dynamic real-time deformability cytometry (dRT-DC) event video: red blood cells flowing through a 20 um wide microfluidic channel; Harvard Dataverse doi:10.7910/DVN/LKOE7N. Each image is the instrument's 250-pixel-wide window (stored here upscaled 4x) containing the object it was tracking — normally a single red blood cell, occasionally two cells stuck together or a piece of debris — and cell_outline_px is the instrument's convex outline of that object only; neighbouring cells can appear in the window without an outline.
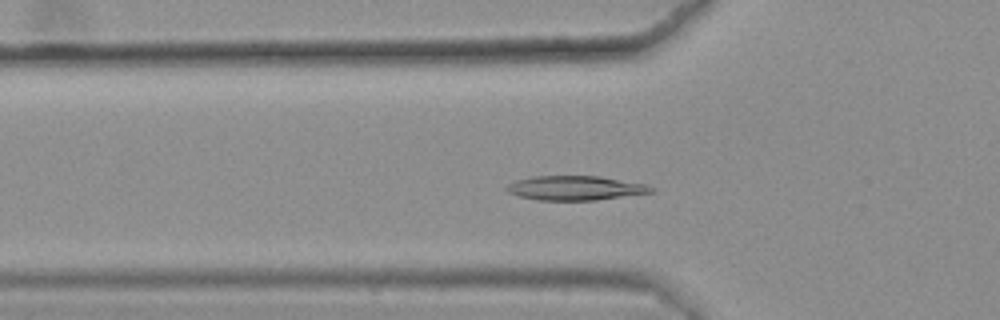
{"species": "common noctule bat (a hibernating species)", "species_latin": "Nyctalus noctula", "temperature_condition": "warm", "stored_images_in_passage": 42, "camera_frame_rate_fps": 3000, "um_per_image_px": 0.085, "animal": {"sex": "female", "body_mass_g": 25.1}, "frame": {"image": 1, "passage_image": 14, "time_ms": 4.333, "image_size_px": [1000, 320], "cell_outline_px": [[656, 188], [652, 192], [596, 200], [536, 200], [520, 196], [508, 192], [504, 188], [508, 184], [516, 180], [532, 176], [600, 176], [644, 184]], "centroid_in_image_um": [48.87, 15.98], "position_along_channel_um": 76.9, "area_um2": 20.4}}
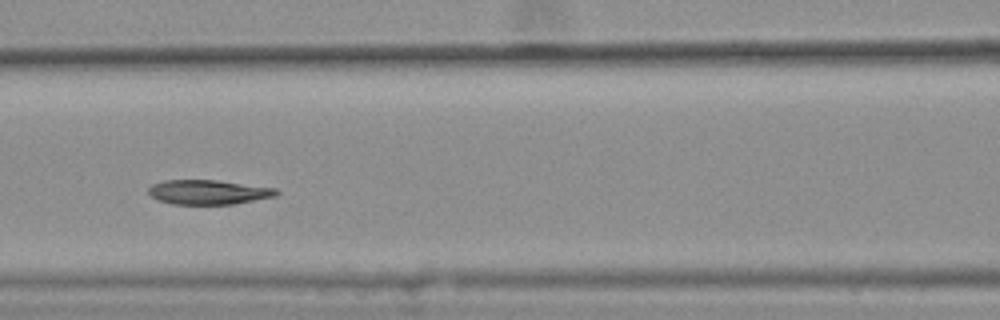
{"frame": {"image": 2, "passage_image": 20, "time_ms": 6.333, "image_size_px": [1000, 320], "cell_outline_px": [[280, 192], [276, 196], [232, 204], [172, 204], [160, 200], [152, 196], [148, 192], [148, 188], [152, 184], [164, 180], [216, 180], [276, 188]], "centroid_in_image_um": [17.72, 16.32], "position_along_channel_um": 148.9, "area_um2": 18.15}}
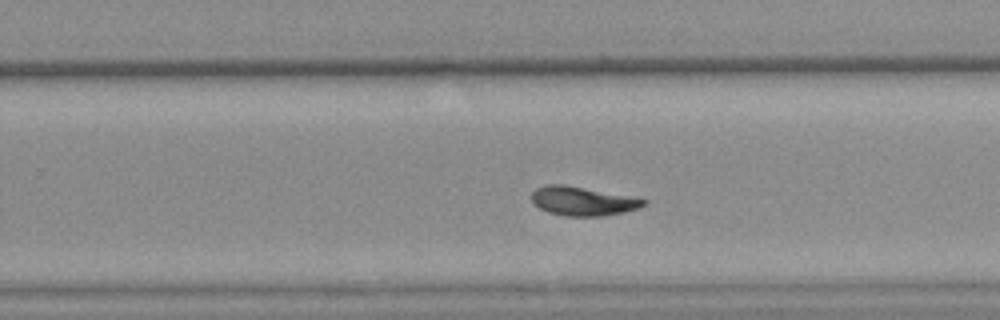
{"frame": {"image": 3, "passage_image": 31, "time_ms": 10.0, "image_size_px": [1000, 320], "cell_outline_px": [[648, 200], [640, 208], [624, 212], [604, 216], [564, 216], [548, 212], [540, 208], [532, 200], [532, 192], [536, 188], [544, 184], [564, 184]], "centroid_in_image_um": [49.5, 17.1], "position_along_channel_um": 280.3, "area_um2": 18.73}, "authors_computed_cell_mechanics": {"area_um2": 19.1896, "velocity_mm_per_s": 3.5935, "shape_relaxation_time_tau1_ms": 9.6021, "shape_relaxation_time_tau2_ms": 3.5416, "deformation_change_tau1": 0.216, "deformation_change_tau2": 0.0797}}